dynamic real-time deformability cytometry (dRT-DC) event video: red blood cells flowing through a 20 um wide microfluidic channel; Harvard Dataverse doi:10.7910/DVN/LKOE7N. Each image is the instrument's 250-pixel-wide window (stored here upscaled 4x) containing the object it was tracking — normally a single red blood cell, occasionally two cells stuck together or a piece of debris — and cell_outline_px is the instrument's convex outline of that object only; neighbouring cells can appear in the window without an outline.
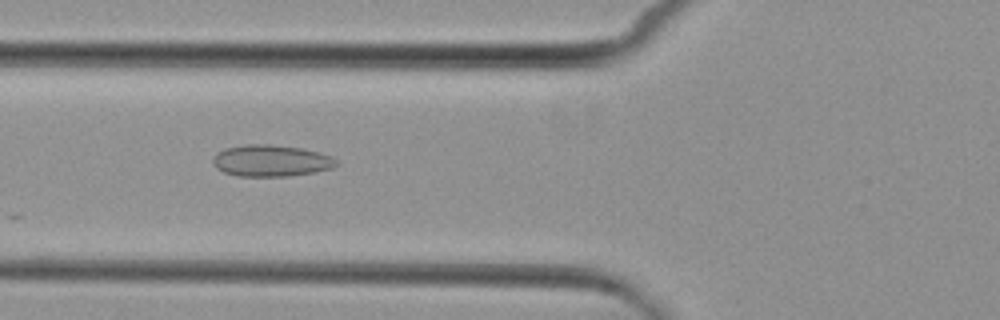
{"species": "common noctule bat (a hibernating species)", "species_latin": "Nyctalus noctula", "temperature_condition": "cold", "stored_images_in_passage": 6, "camera_frame_rate_fps": 3000, "um_per_image_px": 0.085, "animal": {"sex": "female", "body_mass_g": 29.2, "forearm_length_mm": 56.3}, "frame": {"image": 1, "passage_image": 4, "time_ms": 3.333, "image_size_px": [1000, 320], "cell_outline_px": [[340, 164], [332, 168], [316, 172], [288, 176], [236, 176], [224, 172], [216, 168], [212, 164], [212, 160], [216, 152], [224, 148], [244, 144], [268, 144], [300, 148], [320, 152], [332, 156]], "centroid_in_image_um": [23.03, 13.66], "position_along_channel_um": 102.8, "area_um2": 23.0}}
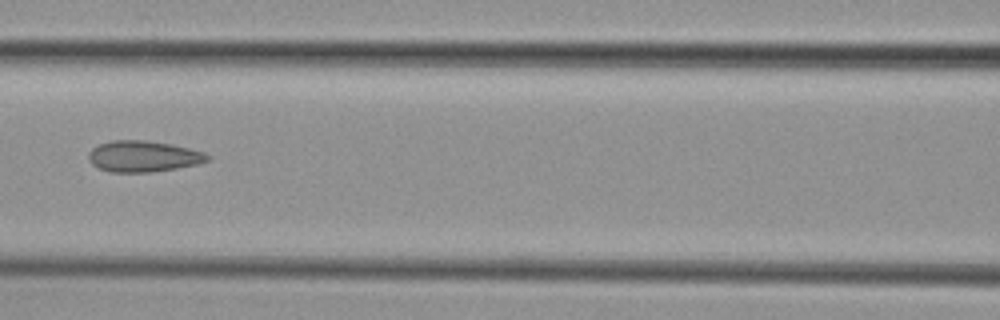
{"frame": {"image": 2, "passage_image": 5, "time_ms": 4.667, "image_size_px": [1000, 320], "cell_outline_px": [[212, 156], [208, 160], [200, 164], [152, 172], [112, 172], [96, 168], [88, 160], [88, 152], [92, 148], [100, 144], [112, 140], [144, 140], [172, 144], [204, 152]], "centroid_in_image_um": [12.17, 13.29], "position_along_channel_um": 154.4, "area_um2": 21.73}}
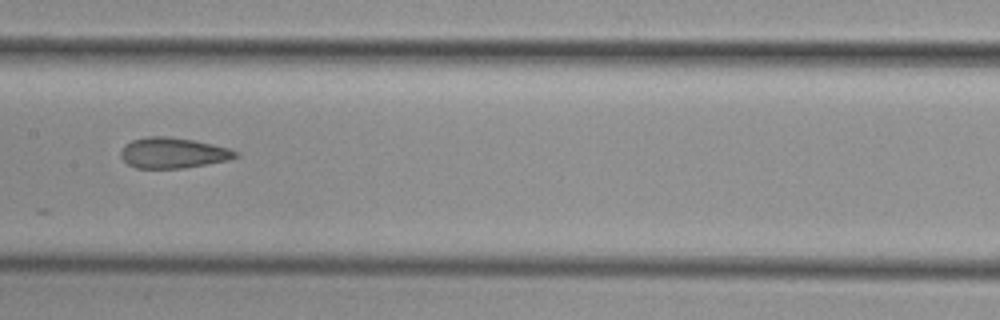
{"frame": {"image": 3, "passage_image": 6, "time_ms": 5.667, "image_size_px": [1000, 320], "cell_outline_px": [[240, 156], [228, 160], [184, 168], [136, 168], [128, 164], [120, 156], [120, 152], [124, 144], [132, 140], [148, 136], [168, 136], [192, 140], [212, 144], [228, 148], [240, 152]], "centroid_in_image_um": [14.71, 12.99], "position_along_channel_um": 192.7, "area_um2": 20.52}}